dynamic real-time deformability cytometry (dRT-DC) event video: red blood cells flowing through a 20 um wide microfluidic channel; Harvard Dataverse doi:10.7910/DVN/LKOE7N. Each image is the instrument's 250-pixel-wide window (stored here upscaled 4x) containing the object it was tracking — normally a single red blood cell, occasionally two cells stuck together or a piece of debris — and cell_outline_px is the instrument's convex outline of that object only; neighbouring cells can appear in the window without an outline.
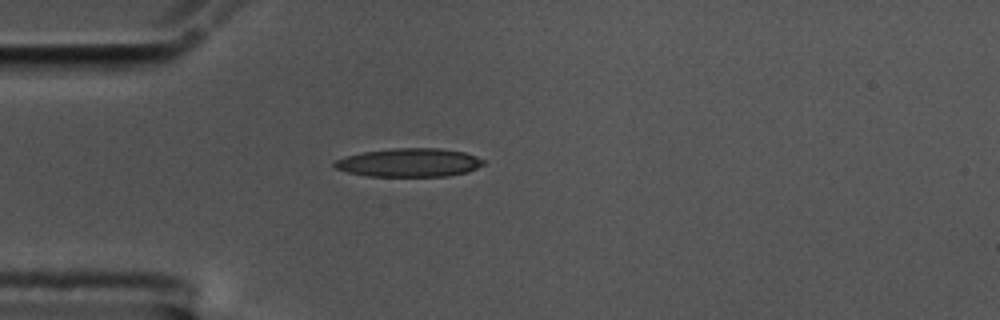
{"species": "common noctule bat (a hibernating species)", "species_latin": "Nyctalus noctula", "temperature_condition": "cold", "stored_images_in_passage": 42, "camera_frame_rate_fps": 3000, "um_per_image_px": 0.085, "animal": {"sex": "male", "body_mass_g": 17.5, "forearm_length_mm": 52.3}, "frame": {"image": 1, "passage_image": 1, "time_ms": 0.0, "image_size_px": [1000, 320], "cell_outline_px": [[484, 164], [468, 172], [448, 176], [368, 176], [348, 172], [336, 168], [332, 164], [336, 160], [344, 156], [364, 152], [392, 148], [440, 148], [464, 152], [476, 156], [484, 160]], "centroid_in_image_um": [34.79, 13.82], "position_along_channel_um": 50.2, "area_um2": 24.74}}
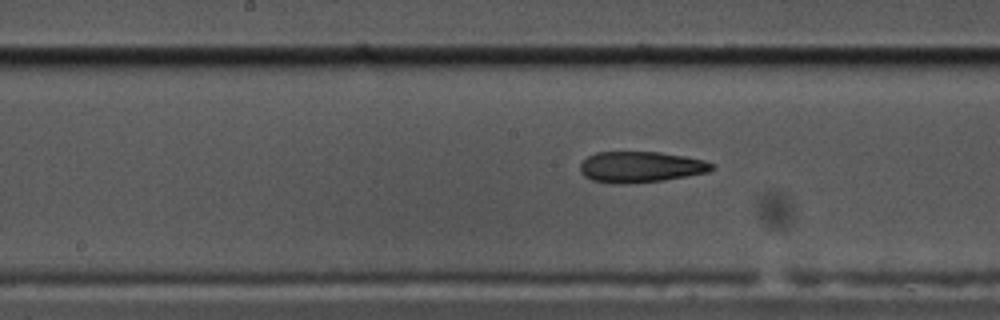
{"frame": {"image": 2, "passage_image": 14, "time_ms": 4.333, "image_size_px": [1000, 320], "cell_outline_px": [[716, 168], [708, 172], [664, 180], [624, 184], [612, 184], [592, 180], [584, 176], [580, 172], [580, 164], [588, 156], [596, 152], [660, 152], [684, 156], [704, 160], [716, 164]], "centroid_in_image_um": [54.46, 14.19], "position_along_channel_um": 193.7, "area_um2": 23.93}}
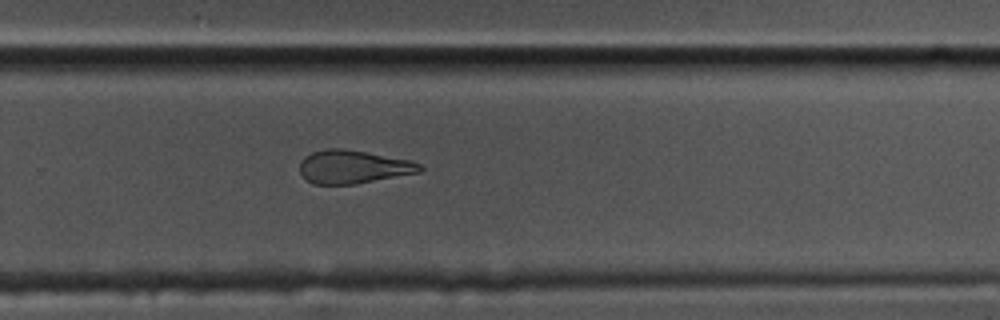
{"frame": {"image": 3, "passage_image": 23, "time_ms": 7.333, "image_size_px": [1000, 320], "cell_outline_px": [[424, 168], [420, 172], [356, 184], [312, 184], [300, 172], [300, 160], [304, 156], [312, 152], [328, 148], [344, 148], [408, 160], [420, 164]], "centroid_in_image_um": [29.99, 14.18], "position_along_channel_um": 299.8, "area_um2": 23.18}, "authors_computed_cell_mechanics": {"area_um2": 24.6228, "velocity_mm_per_s": 3.5396, "shape_relaxation_time_tau1_ms": null, "shape_relaxation_time_tau2_ms": 4.3169, "deformation_change_tau1": null, "deformation_change_tau2": 0.149}}